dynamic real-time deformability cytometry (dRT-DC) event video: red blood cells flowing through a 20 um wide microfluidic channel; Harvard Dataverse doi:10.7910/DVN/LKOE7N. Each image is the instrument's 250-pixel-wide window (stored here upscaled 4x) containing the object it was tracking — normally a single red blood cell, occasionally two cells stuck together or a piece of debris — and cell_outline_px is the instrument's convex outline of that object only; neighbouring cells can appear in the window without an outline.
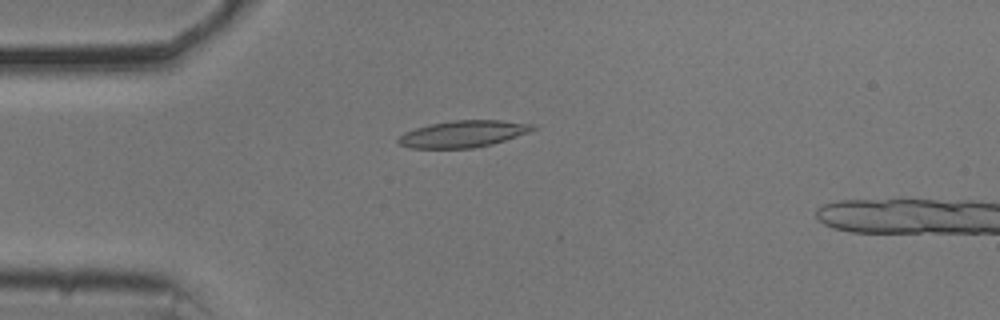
{"species": "common noctule bat (a hibernating species)", "species_latin": "Nyctalus noctula", "temperature_condition": "cold", "stored_images_in_passage": 53, "camera_frame_rate_fps": 3000, "um_per_image_px": 0.085, "animal": {"sex": "male", "body_mass_g": 20.5, "forearm_length_mm": 52.5}, "frame": {"image": 1, "passage_image": 14, "time_ms": 4.333, "image_size_px": [1000, 320], "cell_outline_px": [[536, 128], [528, 132], [492, 144], [472, 148], [412, 148], [400, 144], [396, 140], [404, 132], [428, 124], [452, 120], [500, 120], [536, 124]], "centroid_in_image_um": [39.36, 11.37], "position_along_channel_um": 45.6, "area_um2": 20.87}}
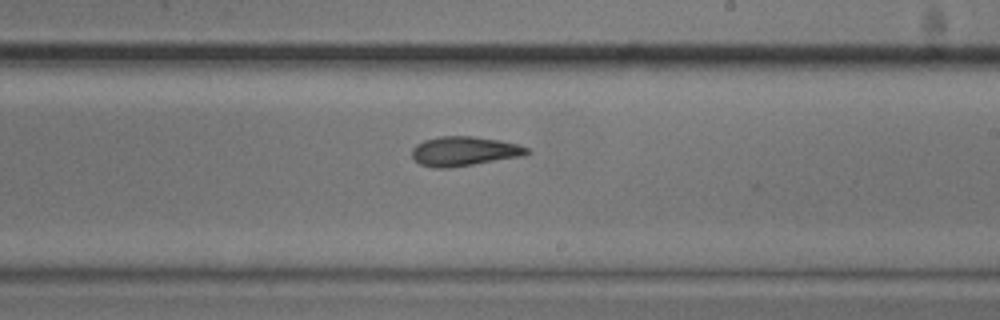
{"frame": {"image": 2, "passage_image": 32, "time_ms": 10.333, "image_size_px": [1000, 320], "cell_outline_px": [[532, 152], [524, 156], [452, 168], [432, 168], [420, 164], [412, 156], [412, 148], [416, 144], [424, 140], [440, 136], [472, 136], [500, 140], [520, 144], [528, 148]], "centroid_in_image_um": [39.49, 12.86], "position_along_channel_um": 249.5, "area_um2": 20.06}}
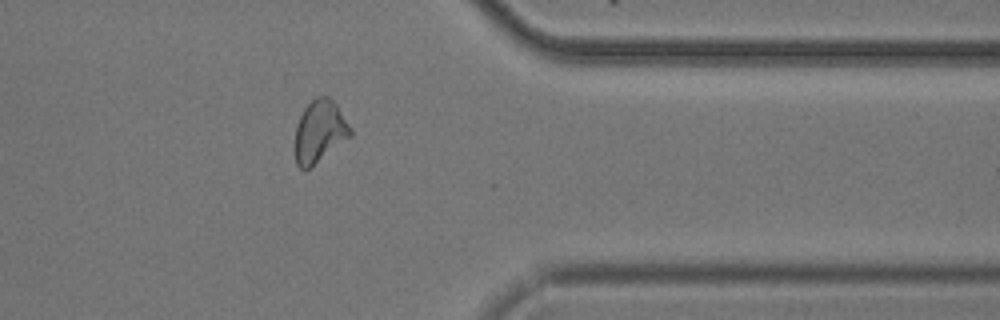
{"frame": {"image": 3, "passage_image": 44, "time_ms": 14.333, "image_size_px": [1000, 320], "cell_outline_px": [[352, 136], [308, 168], [300, 168], [296, 164], [292, 148], [296, 124], [304, 108], [316, 96], [328, 96], [336, 104], [352, 128]], "centroid_in_image_um": [27.13, 11.17], "position_along_channel_um": 384.3, "area_um2": 20.35}, "authors_computed_cell_mechanics": {"area_um2": 20.4034, "velocity_mm_per_s": 3.6768, "shape_relaxation_time_tau1_ms": 5.0743, "shape_relaxation_time_tau2_ms": 4.0186, "deformation_change_tau1": 0.1592, "deformation_change_tau2": 0.1026}}